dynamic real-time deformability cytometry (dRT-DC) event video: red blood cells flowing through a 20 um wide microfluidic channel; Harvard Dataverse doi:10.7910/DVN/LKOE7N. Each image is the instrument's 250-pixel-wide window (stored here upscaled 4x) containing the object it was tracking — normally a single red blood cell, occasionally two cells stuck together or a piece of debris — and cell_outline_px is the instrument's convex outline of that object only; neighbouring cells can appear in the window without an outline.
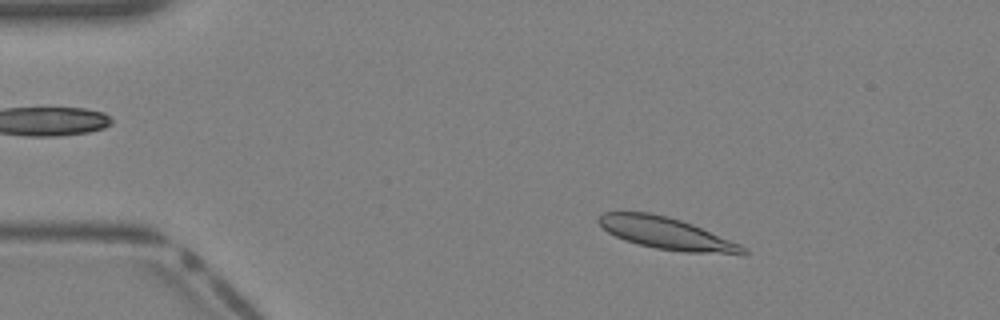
{"species": "Egyptian fruit bat (a non-hibernating species)", "species_latin": "Rousettus aegyptiacus", "temperature_condition": "warm", "stored_images_in_passage": 13, "camera_frame_rate_fps": 3000, "um_per_image_px": 0.085, "animal": {"sex": "female"}, "frame": {"image": 1, "passage_image": 2, "time_ms": 0.333, "image_size_px": [1000, 320], "cell_outline_px": [[748, 252], [744, 256], [684, 252], [656, 248], [636, 244], [624, 240], [608, 232], [596, 220], [600, 212], [648, 212], [668, 216], [692, 224], [740, 244]], "centroid_in_image_um": [56.68, 19.86], "position_along_channel_um": 28.3, "area_um2": 27.11}}
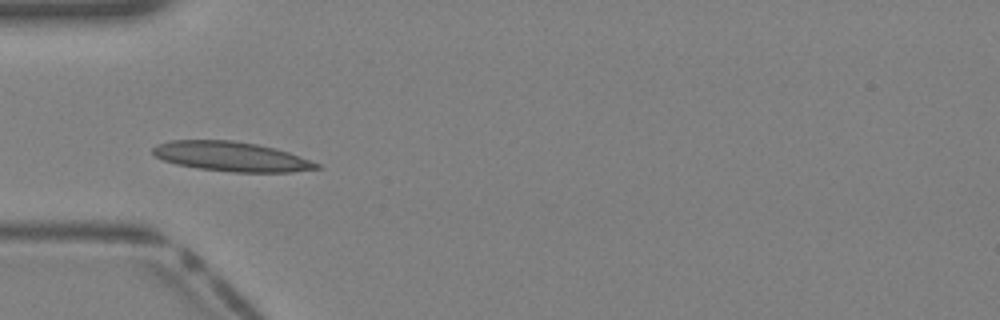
{"frame": {"image": 2, "passage_image": 8, "time_ms": 2.333, "image_size_px": [1000, 320], "cell_outline_px": [[320, 168], [292, 172], [232, 172], [200, 168], [176, 164], [164, 160], [156, 156], [152, 152], [152, 148], [156, 144], [172, 140], [232, 140], [256, 144], [276, 148], [288, 152], [320, 164]], "centroid_in_image_um": [19.65, 13.3], "position_along_channel_um": 65.3, "area_um2": 28.09}}
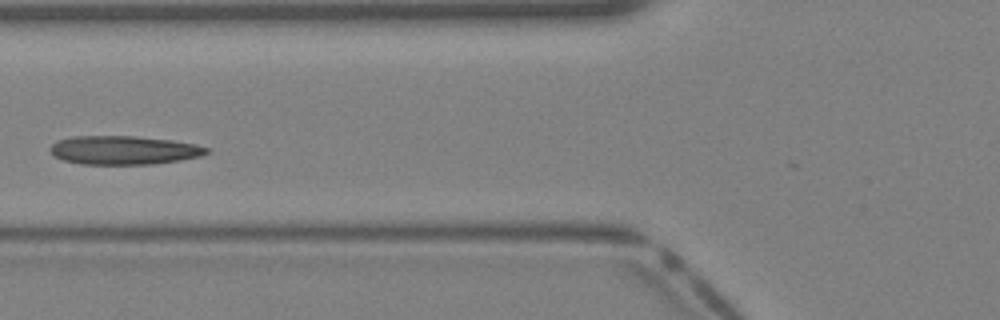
{"frame": {"image": 3, "passage_image": 11, "time_ms": 3.333, "image_size_px": [1000, 320], "cell_outline_px": [[212, 152], [200, 156], [180, 160], [152, 164], [80, 164], [64, 160], [52, 156], [48, 148], [56, 140], [72, 136], [136, 136], [172, 140], [196, 144], [208, 148]], "centroid_in_image_um": [10.5, 12.76], "position_along_channel_um": 115.3, "area_um2": 26.41}}